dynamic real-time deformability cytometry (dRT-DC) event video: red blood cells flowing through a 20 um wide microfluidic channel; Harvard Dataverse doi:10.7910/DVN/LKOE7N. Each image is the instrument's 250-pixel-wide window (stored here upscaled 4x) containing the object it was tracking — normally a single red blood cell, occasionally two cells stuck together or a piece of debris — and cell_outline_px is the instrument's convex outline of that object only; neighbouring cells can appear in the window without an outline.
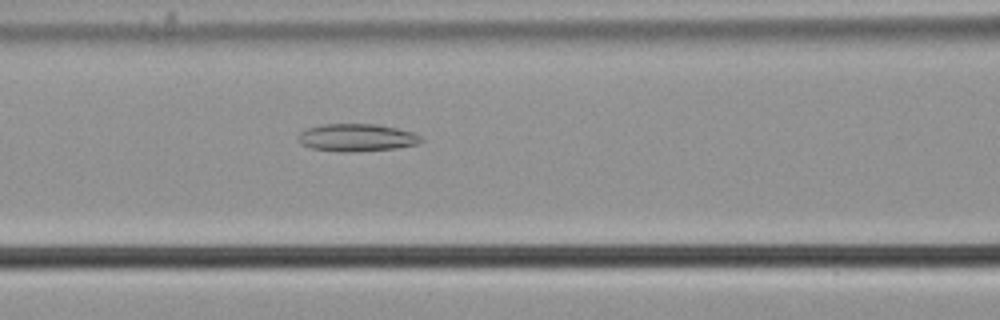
{"species": "common noctule bat (a hibernating species)", "species_latin": "Nyctalus noctula", "temperature_condition": "cold", "stored_images_in_passage": 54, "camera_frame_rate_fps": 3000, "um_per_image_px": 0.085, "animal": {"sex": "male", "body_mass_g": 21.5, "forearm_length_mm": 52.0}, "frame": {"image": 1, "passage_image": 23, "time_ms": 7.333, "image_size_px": [1000, 320], "cell_outline_px": [[424, 140], [420, 144], [392, 148], [352, 152], [344, 152], [312, 148], [300, 144], [296, 140], [296, 136], [300, 132], [308, 128], [324, 124], [376, 124], [396, 128], [412, 132], [420, 136]], "centroid_in_image_um": [30.29, 11.69], "position_along_channel_um": 136.3, "area_um2": 19.71}}
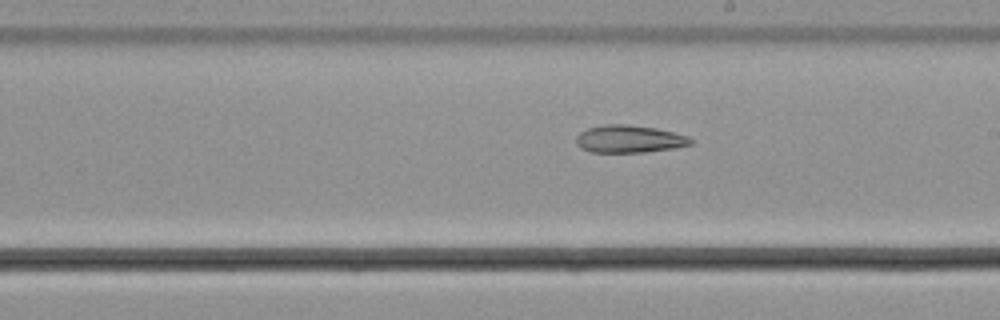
{"frame": {"image": 2, "passage_image": 31, "time_ms": 10.0, "image_size_px": [1000, 320], "cell_outline_px": [[692, 144], [676, 148], [644, 152], [592, 152], [580, 148], [576, 144], [576, 136], [580, 132], [588, 128], [604, 124], [628, 124], [656, 128], [688, 136], [692, 140]], "centroid_in_image_um": [53.47, 11.81], "position_along_channel_um": 235.5, "area_um2": 18.44}}
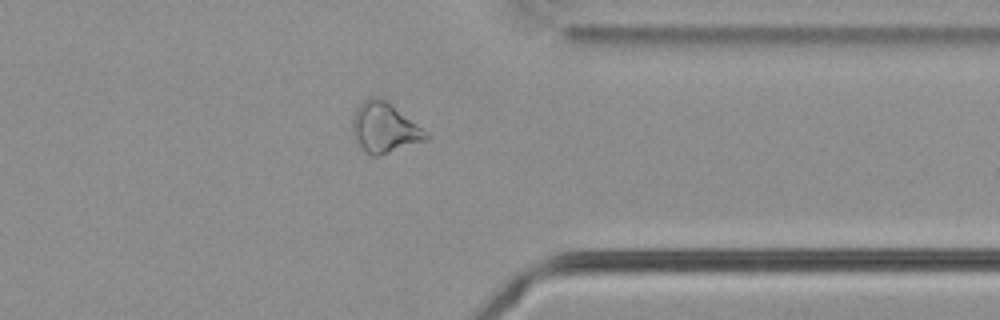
{"frame": {"image": 3, "passage_image": 43, "time_ms": 14.0, "image_size_px": [1000, 320], "cell_outline_px": [[428, 140], [380, 156], [372, 156], [356, 144], [352, 132], [352, 120], [356, 108], [368, 96], [380, 96], [392, 104], [428, 132]], "centroid_in_image_um": [32.67, 10.85], "position_along_channel_um": 378.7, "area_um2": 21.85}}